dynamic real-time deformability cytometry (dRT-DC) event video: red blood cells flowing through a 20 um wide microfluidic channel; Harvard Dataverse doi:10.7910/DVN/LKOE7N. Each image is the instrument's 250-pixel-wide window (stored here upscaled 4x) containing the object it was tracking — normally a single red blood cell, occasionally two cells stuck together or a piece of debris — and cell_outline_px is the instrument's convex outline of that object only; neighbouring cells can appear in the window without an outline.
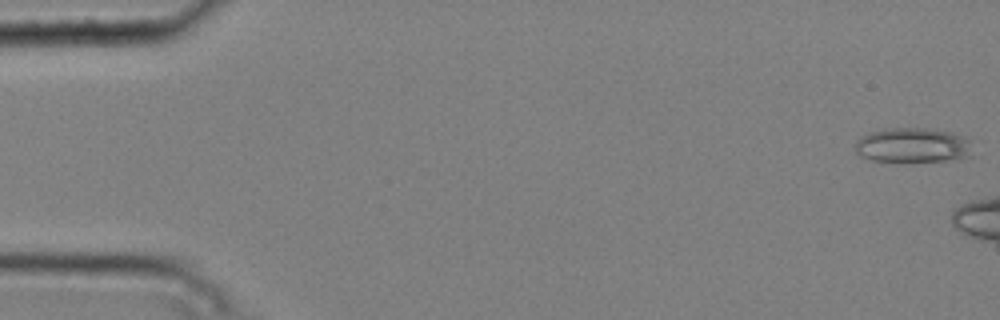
{"species": "common noctule bat (a hibernating species)", "species_latin": "Nyctalus noctula", "temperature_condition": "cold", "stored_images_in_passage": 3, "camera_frame_rate_fps": 3000, "um_per_image_px": 0.085, "animal": {"sex": "male", "body_mass_g": 20.4}, "frame": {"image": 1, "passage_image": 1, "time_ms": 0.0, "image_size_px": [1000, 320], "cell_outline_px": [[972, 156], [952, 160], [872, 160], [860, 156], [856, 152], [856, 140], [860, 136], [868, 132], [884, 128], [924, 128], [952, 132], [968, 136]], "centroid_in_image_um": [77.59, 12.31], "position_along_channel_um": 7.4, "area_um2": 23.7}}